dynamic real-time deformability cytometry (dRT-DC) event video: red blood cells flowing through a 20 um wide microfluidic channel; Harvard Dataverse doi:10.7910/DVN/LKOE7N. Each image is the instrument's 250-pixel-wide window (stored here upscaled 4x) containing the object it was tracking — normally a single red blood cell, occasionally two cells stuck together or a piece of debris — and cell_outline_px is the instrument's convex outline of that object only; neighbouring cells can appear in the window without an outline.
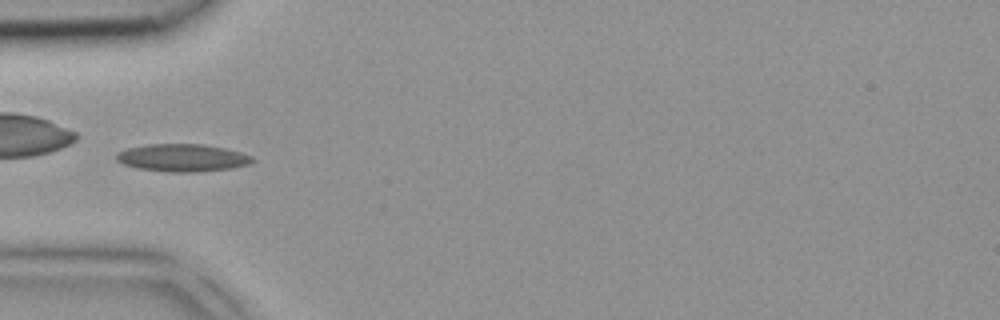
{"species": "common noctule bat (a hibernating species)", "species_latin": "Nyctalus noctula", "temperature_condition": "room temperature", "stored_images_in_passage": 3, "camera_frame_rate_fps": 3000, "um_per_image_px": 0.085, "animal": {"sex": "female", "body_mass_g": 18.4}, "frame": {"image": 1, "passage_image": 3, "time_ms": 0.667, "image_size_px": [1000, 320], "cell_outline_px": [[256, 160], [248, 164], [232, 168], [196, 172], [168, 172], [136, 168], [124, 164], [116, 160], [116, 152], [128, 148], [144, 144], [204, 144], [224, 148], [240, 152], [252, 156]], "centroid_in_image_um": [15.49, 13.41], "position_along_channel_um": 69.5, "area_um2": 21.96}}